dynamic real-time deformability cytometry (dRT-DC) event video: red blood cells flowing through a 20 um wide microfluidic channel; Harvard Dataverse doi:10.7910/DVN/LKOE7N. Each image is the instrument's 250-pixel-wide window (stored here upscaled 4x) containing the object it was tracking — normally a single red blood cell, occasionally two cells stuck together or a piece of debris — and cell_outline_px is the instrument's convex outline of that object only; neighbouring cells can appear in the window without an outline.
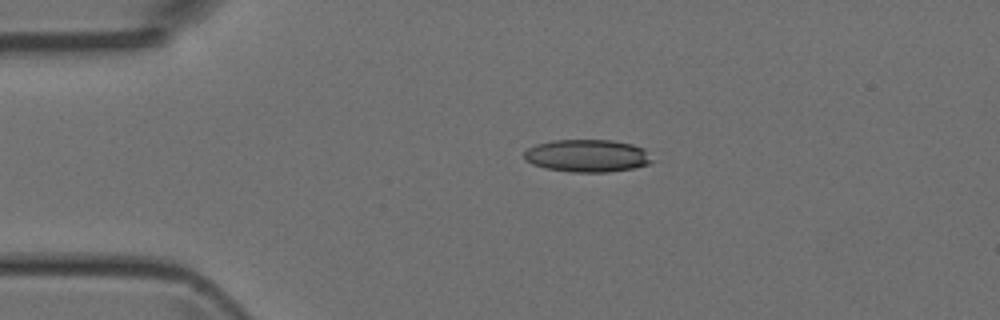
{"species": "Egyptian fruit bat (a non-hibernating species)", "species_latin": "Rousettus aegyptiacus", "temperature_condition": "room temperature", "stored_images_in_passage": 47, "camera_frame_rate_fps": 3000, "um_per_image_px": 0.085, "animal": {"sex": "female"}, "frame": {"image": 1, "passage_image": 9, "time_ms": 2.667, "image_size_px": [1000, 320], "cell_outline_px": [[660, 160], [648, 164], [632, 168], [608, 172], [568, 172], [544, 168], [532, 164], [524, 160], [524, 152], [528, 148], [536, 144], [552, 140], [612, 140], [632, 144], [644, 148]], "centroid_in_image_um": [49.97, 13.24], "position_along_channel_um": 35.0, "area_um2": 24.8}}
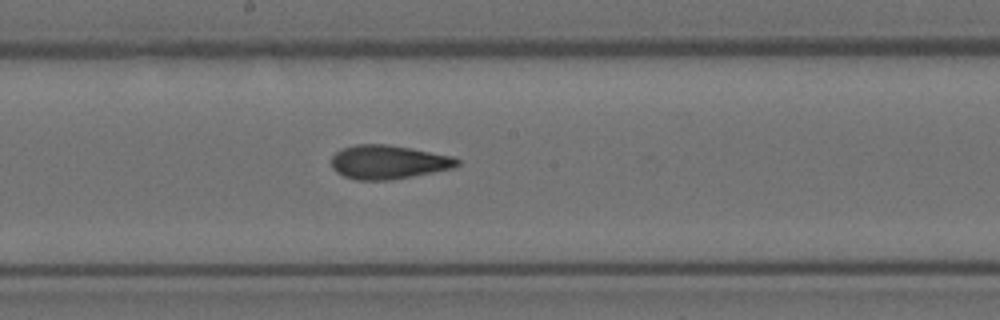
{"frame": {"image": 2, "passage_image": 24, "time_ms": 7.667, "image_size_px": [1000, 320], "cell_outline_px": [[460, 164], [452, 168], [412, 176], [388, 180], [356, 180], [344, 176], [336, 172], [332, 168], [332, 156], [336, 152], [344, 148], [356, 144], [388, 144], [412, 148], [452, 156], [460, 160]], "centroid_in_image_um": [33.0, 13.77], "position_along_channel_um": 215.2, "area_um2": 24.74}}
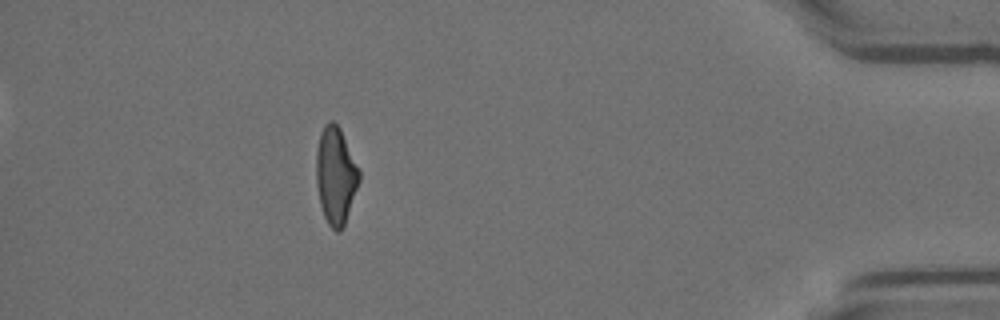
{"frame": {"image": 3, "passage_image": 41, "time_ms": 13.333, "image_size_px": [1000, 320], "cell_outline_px": [[360, 180], [344, 224], [340, 232], [336, 232], [328, 224], [324, 216], [320, 204], [316, 184], [316, 152], [320, 132], [324, 124], [328, 120], [332, 120], [340, 128], [360, 172]], "centroid_in_image_um": [28.51, 14.91], "position_along_channel_um": 406.7, "area_um2": 24.22}}